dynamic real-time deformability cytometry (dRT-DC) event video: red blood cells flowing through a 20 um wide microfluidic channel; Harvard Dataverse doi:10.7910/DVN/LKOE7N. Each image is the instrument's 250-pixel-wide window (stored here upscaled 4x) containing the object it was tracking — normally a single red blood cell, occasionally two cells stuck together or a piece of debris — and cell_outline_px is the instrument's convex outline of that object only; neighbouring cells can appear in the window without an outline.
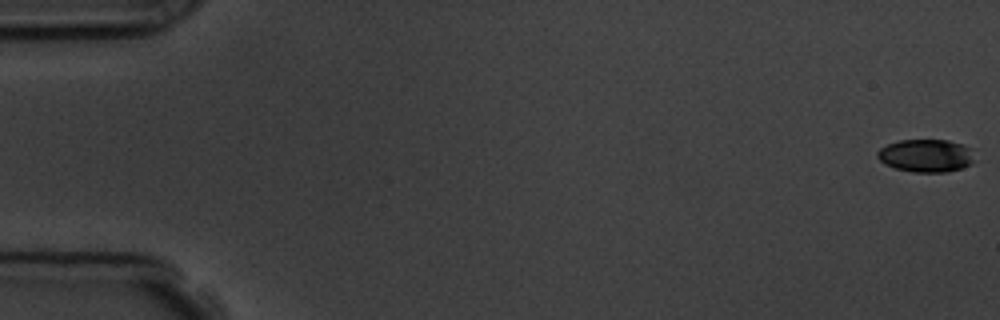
{"species": "common noctule bat (a hibernating species)", "species_latin": "Nyctalus noctula", "temperature_condition": "room temperature", "stored_images_in_passage": 5, "camera_frame_rate_fps": 3000, "um_per_image_px": 0.085, "animal": {"sex": "male", "body_mass_g": 19.5, "forearm_length_mm": 54.6}, "frame": {"image": 1, "passage_image": 1, "time_ms": 0.0, "image_size_px": [1000, 320], "cell_outline_px": [[972, 164], [948, 172], [912, 172], [896, 168], [884, 164], [876, 156], [876, 152], [880, 148], [888, 144], [900, 140], [948, 140], [964, 144], [968, 148], [972, 160]], "centroid_in_image_um": [78.66, 13.23], "position_along_channel_um": 6.3, "area_um2": 18.44}}
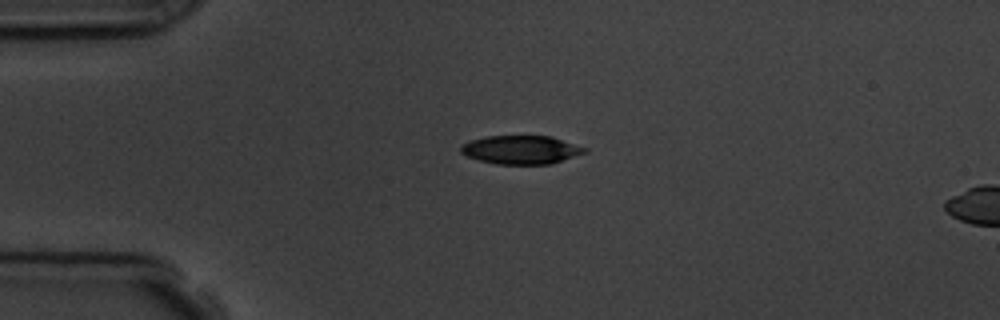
{"frame": {"image": 2, "passage_image": 4, "time_ms": 4.333, "image_size_px": [1000, 320], "cell_outline_px": [[588, 152], [552, 164], [496, 164], [480, 160], [468, 156], [460, 152], [460, 144], [484, 136], [552, 136], [588, 148]], "centroid_in_image_um": [44.32, 12.73], "position_along_channel_um": 40.7, "area_um2": 20.75}}